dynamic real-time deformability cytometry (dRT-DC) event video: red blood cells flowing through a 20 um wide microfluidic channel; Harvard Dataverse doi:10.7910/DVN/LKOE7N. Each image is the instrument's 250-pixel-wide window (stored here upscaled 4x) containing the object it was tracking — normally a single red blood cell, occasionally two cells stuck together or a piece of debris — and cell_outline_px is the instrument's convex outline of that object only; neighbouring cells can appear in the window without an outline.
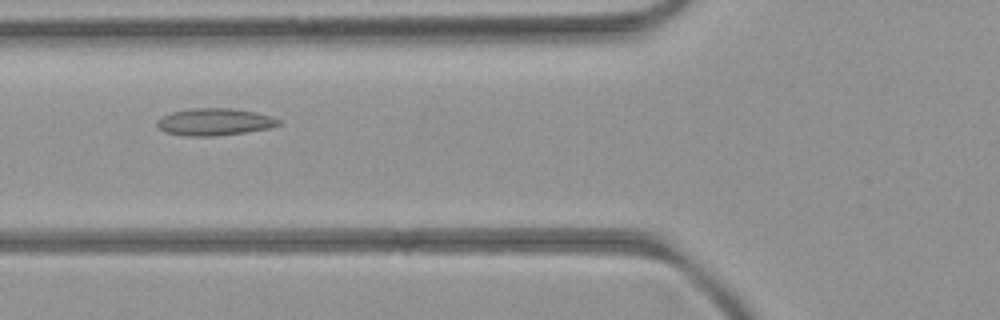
{"species": "common noctule bat (a hibernating species)", "species_latin": "Nyctalus noctula", "temperature_condition": "room temperature", "stored_images_in_passage": 6, "camera_frame_rate_fps": 3000, "um_per_image_px": 0.085, "animal": {"sex": "female", "body_mass_g": 21.9}, "frame": {"image": 1, "passage_image": 4, "time_ms": 3.333, "image_size_px": [1000, 320], "cell_outline_px": [[284, 124], [268, 128], [244, 132], [212, 136], [184, 136], [164, 132], [156, 124], [156, 120], [172, 112], [192, 108], [232, 108], [256, 112], [272, 116], [280, 120]], "centroid_in_image_um": [18.25, 10.36], "position_along_channel_um": 107.5, "area_um2": 19.25}}
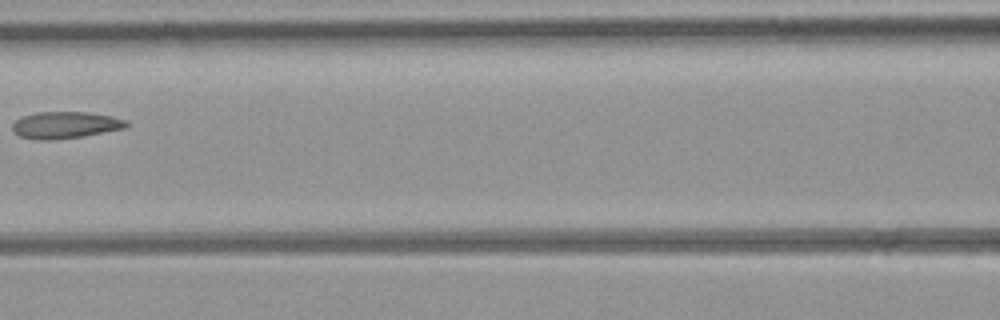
{"frame": {"image": 2, "passage_image": 5, "time_ms": 4.667, "image_size_px": [1000, 320], "cell_outline_px": [[128, 128], [84, 136], [56, 140], [36, 140], [20, 136], [12, 132], [12, 124], [20, 116], [36, 112], [88, 112], [112, 116], [128, 120]], "centroid_in_image_um": [5.55, 10.63], "position_along_channel_um": 161.0, "area_um2": 18.21}}
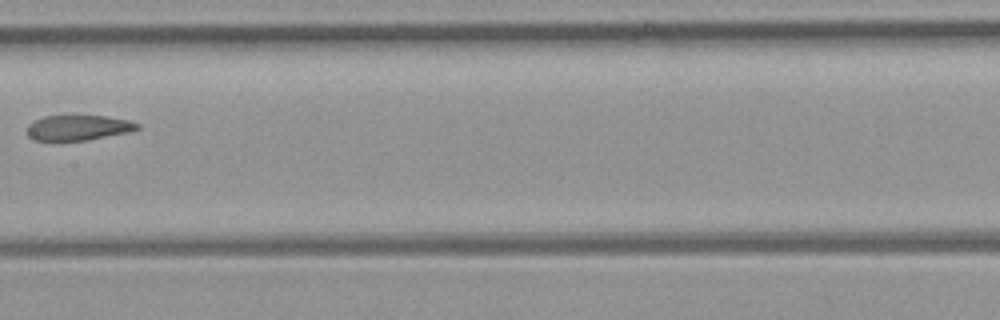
{"frame": {"image": 3, "passage_image": 6, "time_ms": 5.667, "image_size_px": [1000, 320], "cell_outline_px": [[140, 128], [128, 132], [88, 140], [32, 140], [28, 136], [28, 124], [44, 116], [108, 116], [128, 120], [140, 124]], "centroid_in_image_um": [6.67, 10.85], "position_along_channel_um": 200.7, "area_um2": 16.07}}